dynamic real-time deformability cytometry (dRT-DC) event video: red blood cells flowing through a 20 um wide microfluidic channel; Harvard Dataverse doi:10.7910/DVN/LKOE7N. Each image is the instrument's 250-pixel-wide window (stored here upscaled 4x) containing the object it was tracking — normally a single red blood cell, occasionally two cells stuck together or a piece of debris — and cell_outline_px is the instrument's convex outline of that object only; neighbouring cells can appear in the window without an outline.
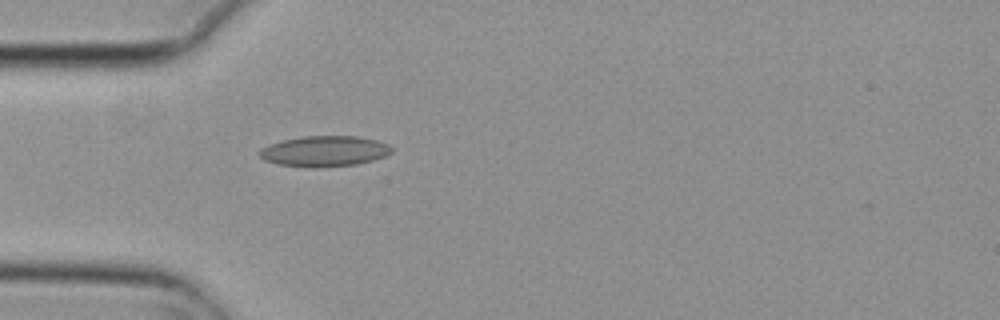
{"species": "common noctule bat (a hibernating species)", "species_latin": "Nyctalus noctula", "temperature_condition": "cold", "stored_images_in_passage": 4, "camera_frame_rate_fps": 3000, "um_per_image_px": 0.085, "animal": {"sex": "female", "body_mass_g": 29.2, "forearm_length_mm": 56.3}, "frame": {"image": 1, "passage_image": 4, "time_ms": 1.0, "image_size_px": [1000, 320], "cell_outline_px": [[392, 152], [384, 156], [372, 160], [356, 164], [316, 168], [312, 168], [280, 164], [264, 160], [260, 156], [260, 148], [268, 144], [284, 140], [304, 136], [356, 136], [376, 140], [388, 144], [392, 148]], "centroid_in_image_um": [27.57, 12.85], "position_along_channel_um": 57.4, "area_um2": 23.47}}